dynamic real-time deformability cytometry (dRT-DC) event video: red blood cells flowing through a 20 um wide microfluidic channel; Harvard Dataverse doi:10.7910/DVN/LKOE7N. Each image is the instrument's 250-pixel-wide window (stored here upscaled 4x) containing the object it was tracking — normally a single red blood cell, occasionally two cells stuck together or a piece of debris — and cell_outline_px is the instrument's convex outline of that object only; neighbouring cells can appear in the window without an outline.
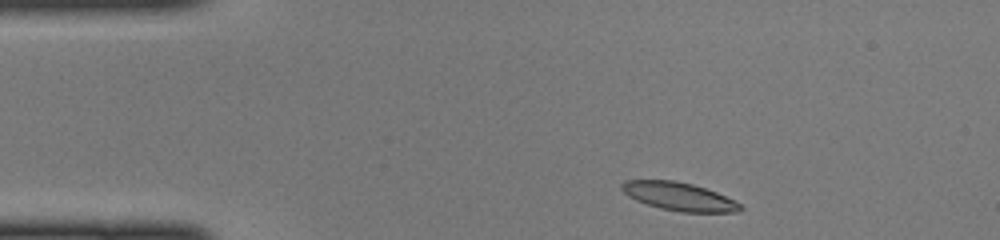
{"species": "common noctule bat (a hibernating species)", "species_latin": "Nyctalus noctula", "temperature_condition": "cold", "stored_images_in_passage": 41, "camera_frame_rate_fps": 3000, "um_per_image_px": 0.085, "animal": {"sex": "female", "body_mass_g": 22.0, "forearm_length_mm": 56.7}, "frame": {"image": 1, "passage_image": 2, "time_ms": 0.333, "image_size_px": [1000, 240], "cell_outline_px": [[744, 208], [740, 212], [680, 212], [660, 208], [636, 200], [628, 196], [620, 188], [620, 184], [624, 180], [672, 180], [692, 184], [716, 192], [736, 200]], "centroid_in_image_um": [57.72, 16.7], "position_along_channel_um": 27.3, "area_um2": 19.54}}
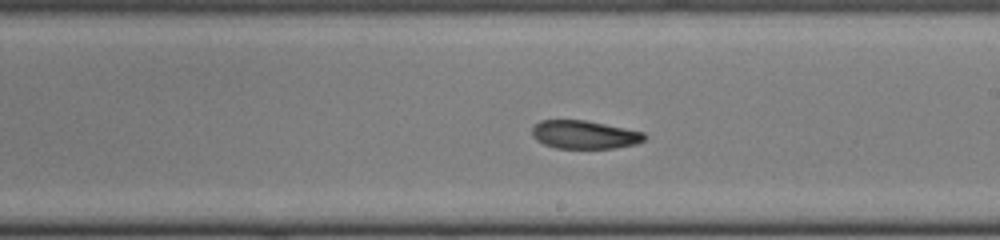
{"frame": {"image": 2, "passage_image": 21, "time_ms": 6.667, "image_size_px": [1000, 240], "cell_outline_px": [[648, 136], [644, 140], [636, 144], [612, 148], [556, 148], [544, 144], [536, 140], [532, 136], [532, 128], [540, 120], [584, 120], [644, 132]], "centroid_in_image_um": [49.67, 11.45], "position_along_channel_um": 239.3, "area_um2": 18.44}}
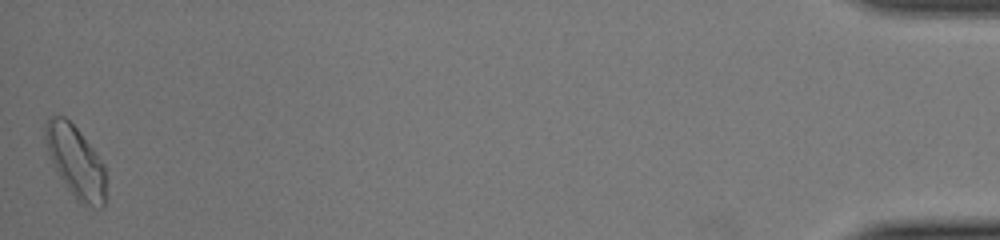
{"frame": {"image": 3, "passage_image": 41, "time_ms": 13.333, "image_size_px": [1000, 240], "cell_outline_px": [[104, 208], [92, 208], [80, 204], [76, 200], [60, 176], [48, 152], [44, 136], [44, 128], [48, 116], [64, 116], [80, 132], [104, 164]], "centroid_in_image_um": [6.42, 13.75], "position_along_channel_um": 428.8, "area_um2": 24.91}}